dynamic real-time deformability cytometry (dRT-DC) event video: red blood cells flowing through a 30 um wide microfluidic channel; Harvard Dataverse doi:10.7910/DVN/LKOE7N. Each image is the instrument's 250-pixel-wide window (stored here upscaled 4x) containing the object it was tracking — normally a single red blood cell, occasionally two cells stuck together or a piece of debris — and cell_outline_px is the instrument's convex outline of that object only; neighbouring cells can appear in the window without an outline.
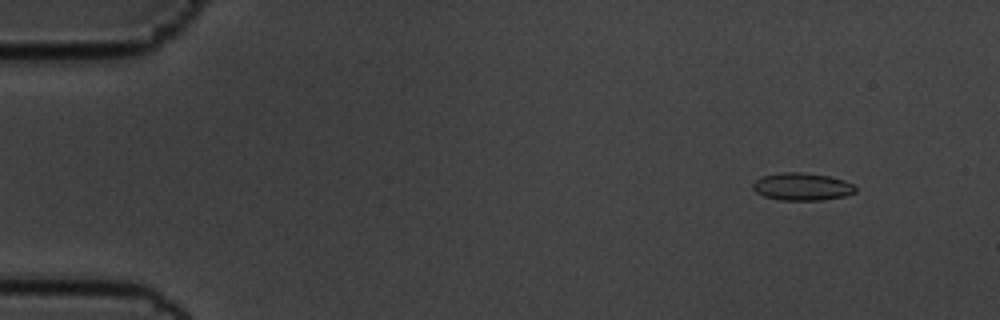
{"species": "common noctule bat (a hibernating species)", "species_latin": "Nyctalus noctula", "temperature_condition": "cold", "stored_images_in_passage": 56, "camera_frame_rate_fps": 3000, "um_per_image_px": 0.085, "animal": {"sex": "male", "body_mass_g": 19.5, "forearm_length_mm": 54.6}, "frame": {"image": 1, "passage_image": 6, "time_ms": 1.667, "image_size_px": [1000, 320], "cell_outline_px": [[856, 192], [844, 196], [820, 200], [780, 200], [764, 196], [756, 192], [752, 188], [752, 184], [760, 176], [784, 172], [800, 172], [828, 176], [844, 180], [852, 184], [856, 188]], "centroid_in_image_um": [68.15, 15.86], "position_along_channel_um": 16.9, "area_um2": 16.42}}
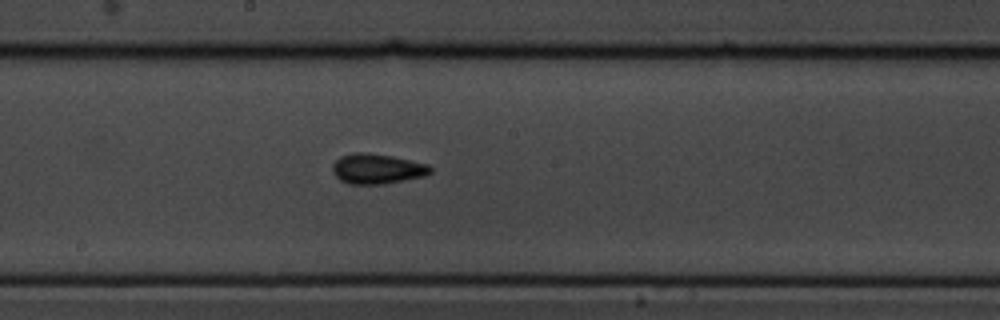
{"frame": {"image": 2, "passage_image": 31, "time_ms": 10.0, "image_size_px": [1000, 320], "cell_outline_px": [[432, 172], [424, 176], [384, 184], [348, 184], [340, 180], [332, 172], [332, 164], [340, 156], [352, 152], [364, 152], [392, 156], [428, 164], [432, 168]], "centroid_in_image_um": [32.03, 14.34], "position_along_channel_um": 216.2, "area_um2": 17.28}}
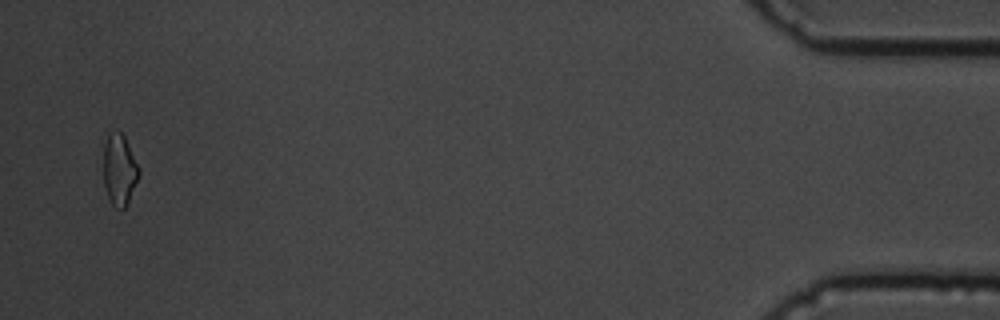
{"frame": {"image": 3, "passage_image": 55, "time_ms": 18.0, "image_size_px": [1000, 320], "cell_outline_px": [[140, 176], [128, 204], [124, 208], [116, 208], [112, 204], [108, 196], [104, 184], [104, 144], [108, 132], [120, 132], [124, 136], [140, 168]], "centroid_in_image_um": [10.17, 14.44], "position_along_channel_um": 425.0, "area_um2": 14.8}, "authors_computed_cell_mechanics": {"area_um2": 15.7505, "velocity_mm_per_s": 3.6197, "shape_relaxation_time_tau1_ms": 3.136, "shape_relaxation_time_tau2_ms": 2.8271, "deformation_change_tau1": 0.0847, "deformation_change_tau2": 0.0854}}